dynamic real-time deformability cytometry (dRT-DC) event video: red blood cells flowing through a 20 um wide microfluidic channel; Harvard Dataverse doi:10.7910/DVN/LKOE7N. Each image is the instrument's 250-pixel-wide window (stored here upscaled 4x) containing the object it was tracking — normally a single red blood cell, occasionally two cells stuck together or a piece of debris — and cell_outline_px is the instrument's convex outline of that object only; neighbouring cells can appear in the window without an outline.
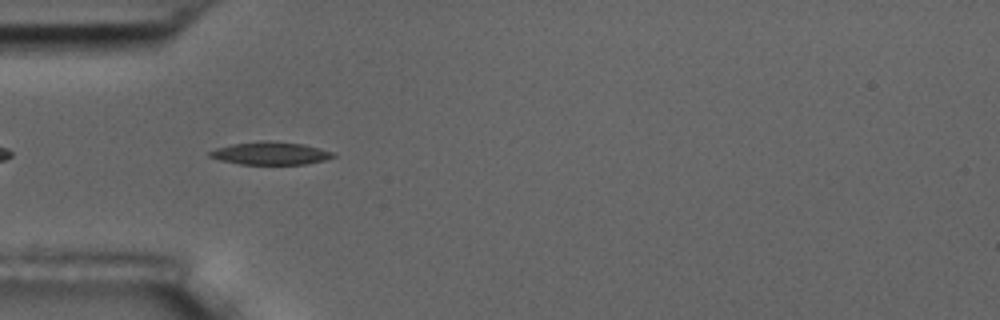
{"species": "common noctule bat (a hibernating species)", "species_latin": "Nyctalus noctula", "temperature_condition": "room temperature", "stored_images_in_passage": 2, "camera_frame_rate_fps": 3000, "um_per_image_px": 0.085, "animal": {"sex": "male", "body_mass_g": 17.5, "forearm_length_mm": 52.3}, "frame": {"image": 1, "passage_image": 1, "time_ms": 0.0, "image_size_px": [1000, 320], "cell_outline_px": [[336, 156], [324, 160], [304, 164], [240, 164], [220, 160], [208, 156], [208, 152], [216, 148], [232, 144], [260, 140], [264, 140], [304, 144], [320, 148], [332, 152]], "centroid_in_image_um": [22.96, 13.02], "position_along_channel_um": 62.0, "area_um2": 16.36}}